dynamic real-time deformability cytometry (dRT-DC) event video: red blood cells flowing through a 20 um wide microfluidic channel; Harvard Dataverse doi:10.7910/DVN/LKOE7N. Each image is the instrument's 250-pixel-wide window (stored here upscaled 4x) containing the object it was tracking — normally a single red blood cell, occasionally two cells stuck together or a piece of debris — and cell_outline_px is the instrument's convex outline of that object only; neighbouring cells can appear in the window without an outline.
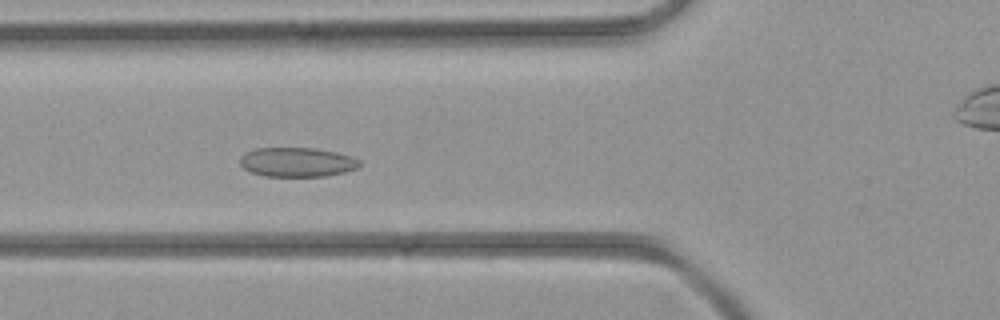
{"species": "common noctule bat (a hibernating species)", "species_latin": "Nyctalus noctula", "temperature_condition": "room temperature", "stored_images_in_passage": 34, "camera_frame_rate_fps": 3000, "um_per_image_px": 0.085, "animal": {"sex": "female", "body_mass_g": 21.9}, "frame": {"image": 1, "passage_image": 5, "time_ms": 1.333, "image_size_px": [1000, 320], "cell_outline_px": [[360, 168], [344, 172], [324, 176], [264, 176], [252, 172], [244, 168], [240, 164], [240, 156], [244, 152], [256, 148], [316, 148], [336, 152], [352, 156], [360, 160]], "centroid_in_image_um": [25.26, 13.77], "position_along_channel_um": 100.5, "area_um2": 20.58}}
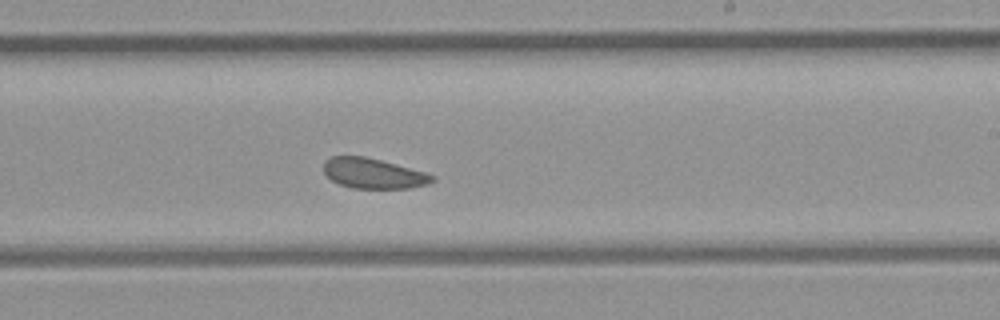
{"frame": {"image": 2, "passage_image": 15, "time_ms": 4.667, "image_size_px": [1000, 320], "cell_outline_px": [[436, 180], [428, 184], [408, 188], [352, 188], [340, 184], [332, 180], [324, 172], [324, 160], [332, 156], [364, 156], [428, 172], [436, 176]], "centroid_in_image_um": [31.77, 14.73], "position_along_channel_um": 257.2, "area_um2": 19.19}}
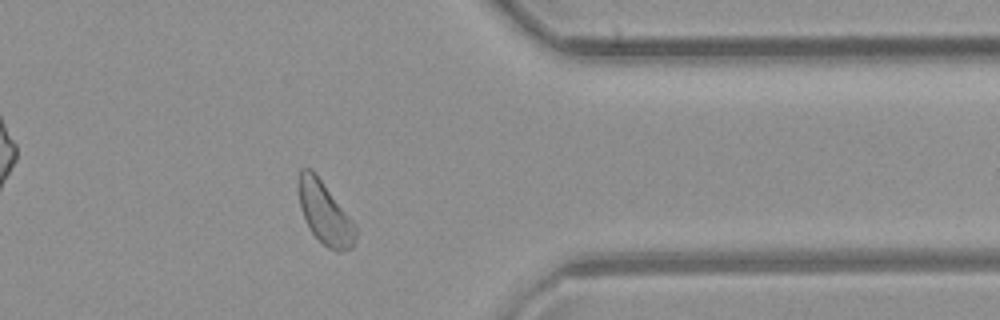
{"frame": {"image": 3, "passage_image": 24, "time_ms": 7.667, "image_size_px": [1000, 320], "cell_outline_px": [[356, 236], [352, 248], [340, 252], [336, 252], [328, 248], [308, 228], [300, 208], [296, 184], [300, 168], [312, 168], [356, 224]], "centroid_in_image_um": [27.58, 18.07], "position_along_channel_um": 383.8, "area_um2": 21.1}}